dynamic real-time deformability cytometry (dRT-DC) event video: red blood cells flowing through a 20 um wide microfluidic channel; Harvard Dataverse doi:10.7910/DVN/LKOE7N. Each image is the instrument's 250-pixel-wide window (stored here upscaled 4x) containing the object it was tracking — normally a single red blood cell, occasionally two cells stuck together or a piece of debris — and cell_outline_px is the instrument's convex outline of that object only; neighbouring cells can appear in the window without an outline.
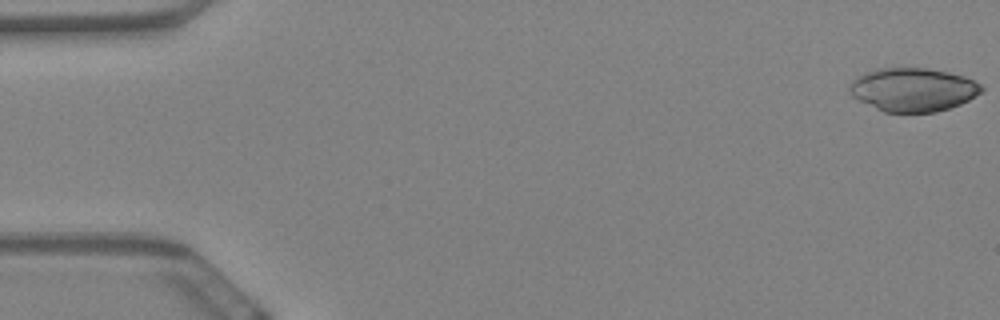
{"species": "Egyptian fruit bat (a non-hibernating species)", "species_latin": "Rousettus aegyptiacus", "temperature_condition": "warm", "stored_images_in_passage": 59, "camera_frame_rate_fps": 3000, "um_per_image_px": 0.085, "animal": {"sex": "female"}, "frame": {"image": 1, "passage_image": 1, "time_ms": 0.0, "image_size_px": [1000, 320], "cell_outline_px": [[984, 88], [980, 92], [968, 100], [960, 104], [936, 112], [884, 112], [852, 96], [848, 88], [852, 80], [856, 76], [864, 72], [876, 68], [904, 64], [928, 68], [964, 76], [980, 84]], "centroid_in_image_um": [77.55, 7.56], "position_along_channel_um": 7.4, "area_um2": 34.04}}
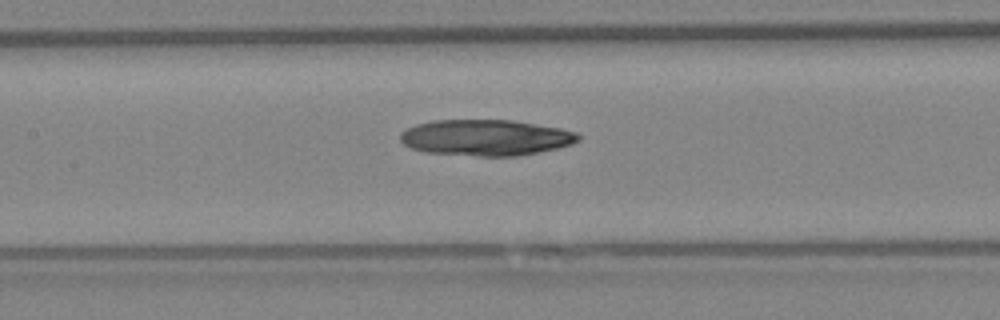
{"frame": {"image": 2, "passage_image": 28, "time_ms": 9.0, "image_size_px": [1000, 320], "cell_outline_px": [[580, 140], [572, 144], [556, 148], [516, 156], [476, 156], [428, 152], [412, 148], [404, 144], [400, 140], [400, 136], [408, 128], [416, 124], [432, 120], [512, 120], [560, 128], [576, 132], [580, 136]], "centroid_in_image_um": [41.3, 11.69], "position_along_channel_um": 166.1, "area_um2": 37.11}}
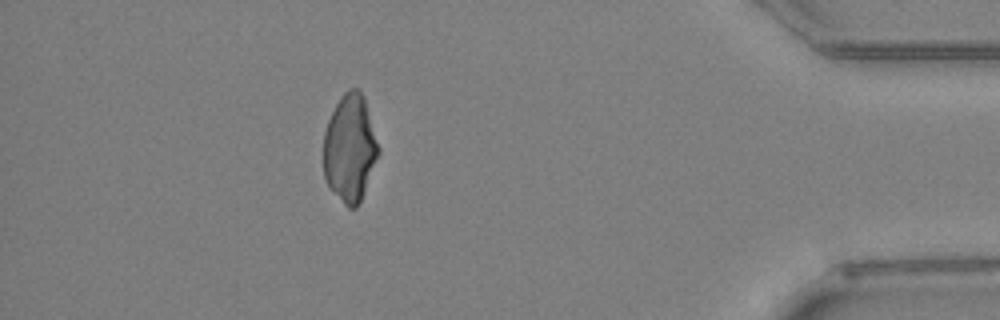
{"frame": {"image": 3, "passage_image": 53, "time_ms": 17.333, "image_size_px": [1000, 320], "cell_outline_px": [[380, 152], [360, 200], [356, 208], [348, 208], [344, 204], [328, 184], [324, 176], [324, 132], [328, 120], [336, 104], [344, 92], [348, 88], [356, 88], [364, 96], [380, 148]], "centroid_in_image_um": [29.75, 12.57], "position_along_channel_um": 405.5, "area_um2": 34.04}}